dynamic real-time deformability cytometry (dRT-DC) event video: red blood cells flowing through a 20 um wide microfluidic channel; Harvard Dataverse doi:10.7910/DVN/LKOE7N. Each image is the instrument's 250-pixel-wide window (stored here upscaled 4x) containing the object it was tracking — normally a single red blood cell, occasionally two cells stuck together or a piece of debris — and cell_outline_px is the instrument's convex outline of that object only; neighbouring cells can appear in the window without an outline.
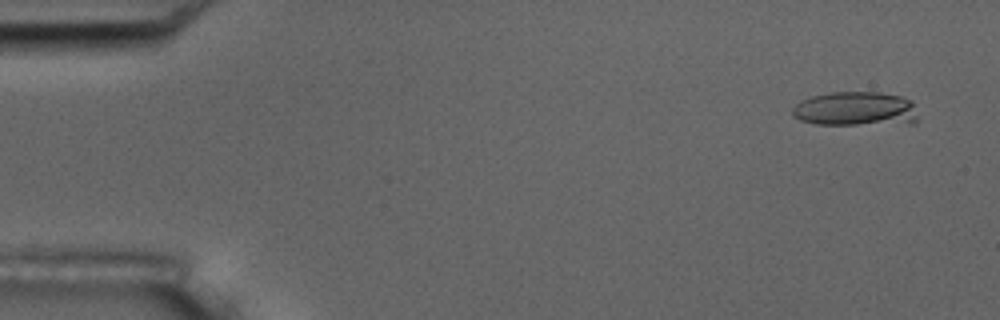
{"species": "common noctule bat (a hibernating species)", "species_latin": "Nyctalus noctula", "temperature_condition": "room temperature", "stored_images_in_passage": 6, "camera_frame_rate_fps": 3000, "um_per_image_px": 0.085, "animal": {"sex": "male", "body_mass_g": 17.5, "forearm_length_mm": 52.3}, "frame": {"image": 1, "passage_image": 1, "time_ms": 0.0, "image_size_px": [1000, 320], "cell_outline_px": [[916, 124], [816, 124], [800, 120], [792, 116], [792, 108], [800, 100], [812, 96], [832, 92], [880, 92], [900, 96], [912, 100], [916, 116]], "centroid_in_image_um": [72.73, 9.26], "position_along_channel_um": 12.3, "area_um2": 25.32}}